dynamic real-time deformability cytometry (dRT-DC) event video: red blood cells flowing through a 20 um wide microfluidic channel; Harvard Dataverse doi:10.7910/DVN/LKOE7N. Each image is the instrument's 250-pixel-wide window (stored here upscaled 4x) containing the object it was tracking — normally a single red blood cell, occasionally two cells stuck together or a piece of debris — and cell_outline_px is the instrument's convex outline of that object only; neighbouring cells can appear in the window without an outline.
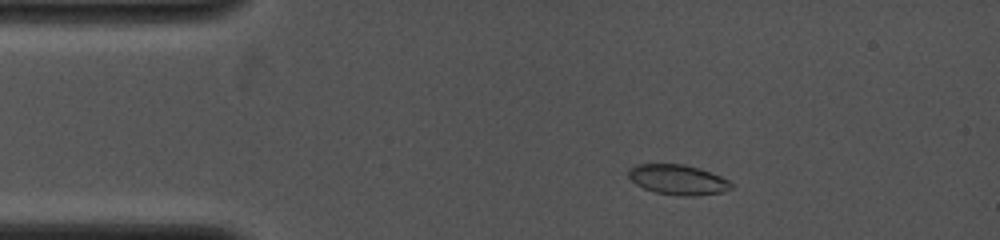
{"species": "common noctule bat (a hibernating species)", "species_latin": "Nyctalus noctula", "temperature_condition": "cold", "stored_images_in_passage": 10, "camera_frame_rate_fps": 4000, "um_per_image_px": 0.085, "animal": {"sex": "female", "body_mass_g": 19.0, "forearm_length_mm": 53.3}, "frame": {"image": 1, "passage_image": 2, "time_ms": 1.0, "image_size_px": [1000, 240], "cell_outline_px": [[732, 188], [724, 192], [692, 196], [684, 196], [656, 192], [644, 188], [636, 184], [628, 176], [628, 172], [636, 164], [684, 164], [700, 168], [720, 176], [728, 180], [732, 184]], "centroid_in_image_um": [57.64, 15.27], "position_along_channel_um": 27.4, "area_um2": 17.86}}
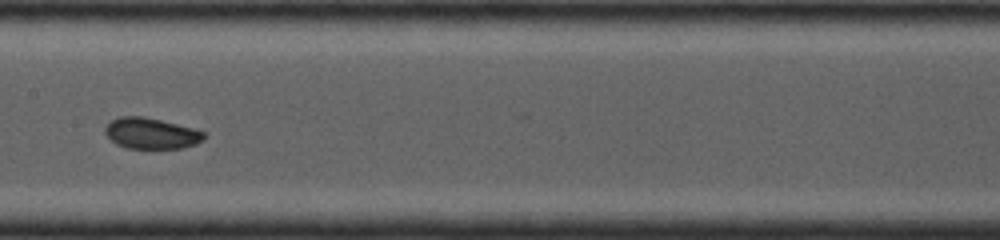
{"frame": {"image": 2, "passage_image": 7, "time_ms": 6.0, "image_size_px": [1000, 240], "cell_outline_px": [[204, 140], [196, 144], [180, 148], [128, 148], [116, 144], [104, 132], [104, 128], [112, 120], [120, 116], [144, 116], [192, 128], [204, 132]], "centroid_in_image_um": [12.83, 11.33], "position_along_channel_um": 194.6, "area_um2": 17.63}}
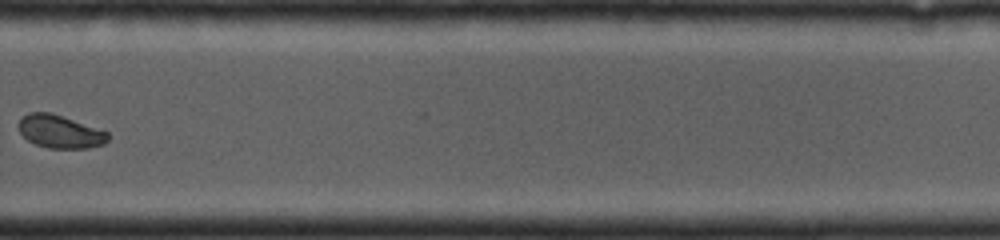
{"frame": {"image": 3, "passage_image": 10, "time_ms": 9.0, "image_size_px": [1000, 240], "cell_outline_px": [[108, 140], [104, 144], [88, 148], [48, 148], [36, 144], [28, 140], [20, 132], [16, 124], [28, 112], [48, 112], [108, 132]], "centroid_in_image_um": [5.07, 11.2], "position_along_channel_um": 324.7, "area_um2": 16.88}}